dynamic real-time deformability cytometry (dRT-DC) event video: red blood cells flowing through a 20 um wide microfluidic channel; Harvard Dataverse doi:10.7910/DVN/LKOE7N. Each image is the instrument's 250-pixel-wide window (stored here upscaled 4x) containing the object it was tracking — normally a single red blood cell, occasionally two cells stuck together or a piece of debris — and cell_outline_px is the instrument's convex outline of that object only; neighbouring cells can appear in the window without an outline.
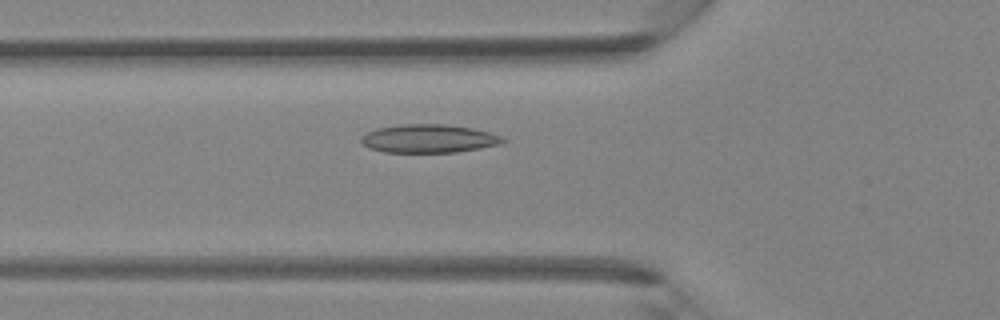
{"species": "Egyptian fruit bat (a non-hibernating species)", "species_latin": "Rousettus aegyptiacus", "temperature_condition": "room temperature", "stored_images_in_passage": 31, "camera_frame_rate_fps": 3000, "um_per_image_px": 0.085, "animal": {"sex": "female"}, "frame": {"image": 1, "passage_image": 4, "time_ms": 1.0, "image_size_px": [1000, 320], "cell_outline_px": [[508, 140], [496, 144], [480, 148], [456, 152], [384, 152], [368, 148], [360, 140], [360, 136], [376, 128], [400, 124], [444, 124], [472, 128], [488, 132], [500, 136]], "centroid_in_image_um": [36.39, 11.77], "position_along_channel_um": 89.4, "area_um2": 23.29}}
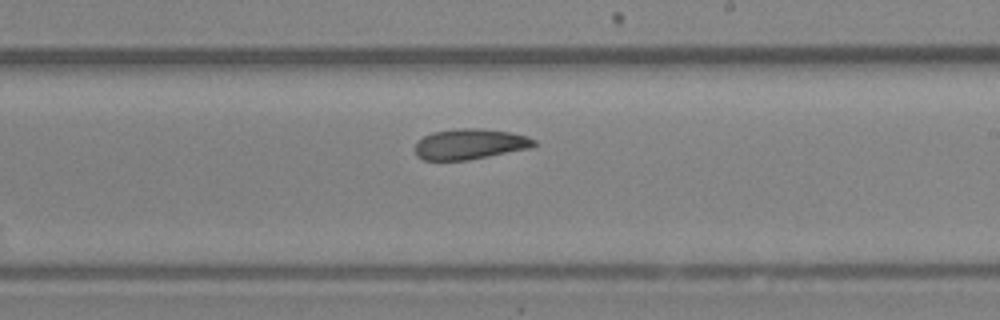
{"frame": {"image": 2, "passage_image": 14, "time_ms": 4.333, "image_size_px": [1000, 320], "cell_outline_px": [[536, 144], [532, 148], [468, 160], [424, 160], [416, 156], [416, 140], [432, 132], [460, 128], [476, 128], [512, 132], [528, 136], [536, 140]], "centroid_in_image_um": [39.96, 12.24], "position_along_channel_um": 249.0, "area_um2": 21.33}}
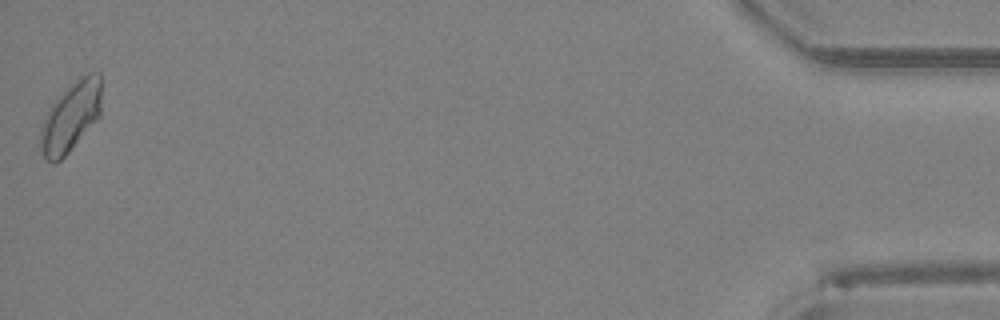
{"frame": {"image": 3, "passage_image": 31, "time_ms": 10.0, "image_size_px": [1000, 320], "cell_outline_px": [[100, 116], [68, 152], [56, 164], [52, 164], [44, 160], [40, 148], [40, 132], [44, 120], [52, 104], [80, 76], [88, 72], [100, 72]], "centroid_in_image_um": [6.01, 9.96], "position_along_channel_um": 429.2, "area_um2": 24.39}}